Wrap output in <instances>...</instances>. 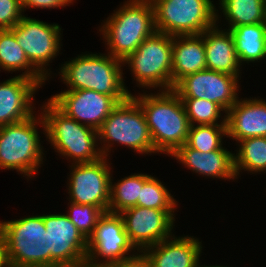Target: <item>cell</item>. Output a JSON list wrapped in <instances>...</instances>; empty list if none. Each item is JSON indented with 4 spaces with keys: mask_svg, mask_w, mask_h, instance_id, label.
I'll return each mask as SVG.
<instances>
[{
    "mask_svg": "<svg viewBox=\"0 0 266 267\" xmlns=\"http://www.w3.org/2000/svg\"><path fill=\"white\" fill-rule=\"evenodd\" d=\"M20 0H0V30L12 29L25 16Z\"/></svg>",
    "mask_w": 266,
    "mask_h": 267,
    "instance_id": "obj_32",
    "label": "cell"
},
{
    "mask_svg": "<svg viewBox=\"0 0 266 267\" xmlns=\"http://www.w3.org/2000/svg\"><path fill=\"white\" fill-rule=\"evenodd\" d=\"M170 156L175 157L177 161L192 172L209 178L225 180L238 178L234 167V153L228 151L225 147L220 150L203 153L184 144Z\"/></svg>",
    "mask_w": 266,
    "mask_h": 267,
    "instance_id": "obj_20",
    "label": "cell"
},
{
    "mask_svg": "<svg viewBox=\"0 0 266 267\" xmlns=\"http://www.w3.org/2000/svg\"><path fill=\"white\" fill-rule=\"evenodd\" d=\"M129 97H111L94 90H65L49 99L67 116L98 130L114 108Z\"/></svg>",
    "mask_w": 266,
    "mask_h": 267,
    "instance_id": "obj_16",
    "label": "cell"
},
{
    "mask_svg": "<svg viewBox=\"0 0 266 267\" xmlns=\"http://www.w3.org/2000/svg\"><path fill=\"white\" fill-rule=\"evenodd\" d=\"M41 86L20 75L0 83V127L24 121L35 114L32 105ZM34 95V96H33ZM34 111V112H33Z\"/></svg>",
    "mask_w": 266,
    "mask_h": 267,
    "instance_id": "obj_17",
    "label": "cell"
},
{
    "mask_svg": "<svg viewBox=\"0 0 266 267\" xmlns=\"http://www.w3.org/2000/svg\"><path fill=\"white\" fill-rule=\"evenodd\" d=\"M225 116L227 138L238 142L252 137H266V101L263 98H238Z\"/></svg>",
    "mask_w": 266,
    "mask_h": 267,
    "instance_id": "obj_18",
    "label": "cell"
},
{
    "mask_svg": "<svg viewBox=\"0 0 266 267\" xmlns=\"http://www.w3.org/2000/svg\"><path fill=\"white\" fill-rule=\"evenodd\" d=\"M0 69L24 71L20 76L35 80L41 87L48 80L29 62L11 29L0 30Z\"/></svg>",
    "mask_w": 266,
    "mask_h": 267,
    "instance_id": "obj_23",
    "label": "cell"
},
{
    "mask_svg": "<svg viewBox=\"0 0 266 267\" xmlns=\"http://www.w3.org/2000/svg\"><path fill=\"white\" fill-rule=\"evenodd\" d=\"M81 54L66 61L59 69L67 90H94L111 97H130L125 87L122 60L110 54Z\"/></svg>",
    "mask_w": 266,
    "mask_h": 267,
    "instance_id": "obj_3",
    "label": "cell"
},
{
    "mask_svg": "<svg viewBox=\"0 0 266 267\" xmlns=\"http://www.w3.org/2000/svg\"><path fill=\"white\" fill-rule=\"evenodd\" d=\"M20 2L25 11L29 8L54 9L62 6H70L69 4L73 3L74 0H20Z\"/></svg>",
    "mask_w": 266,
    "mask_h": 267,
    "instance_id": "obj_34",
    "label": "cell"
},
{
    "mask_svg": "<svg viewBox=\"0 0 266 267\" xmlns=\"http://www.w3.org/2000/svg\"><path fill=\"white\" fill-rule=\"evenodd\" d=\"M113 11L102 23L99 32L107 46V53L123 61L156 31L154 9L151 3L127 0Z\"/></svg>",
    "mask_w": 266,
    "mask_h": 267,
    "instance_id": "obj_4",
    "label": "cell"
},
{
    "mask_svg": "<svg viewBox=\"0 0 266 267\" xmlns=\"http://www.w3.org/2000/svg\"><path fill=\"white\" fill-rule=\"evenodd\" d=\"M203 267H227V266H220V265H212V266H211V265H210V266H207V265H206V266H205V264H204ZM228 267H229V266H228Z\"/></svg>",
    "mask_w": 266,
    "mask_h": 267,
    "instance_id": "obj_37",
    "label": "cell"
},
{
    "mask_svg": "<svg viewBox=\"0 0 266 267\" xmlns=\"http://www.w3.org/2000/svg\"><path fill=\"white\" fill-rule=\"evenodd\" d=\"M0 240L13 267H50L44 215L0 221Z\"/></svg>",
    "mask_w": 266,
    "mask_h": 267,
    "instance_id": "obj_5",
    "label": "cell"
},
{
    "mask_svg": "<svg viewBox=\"0 0 266 267\" xmlns=\"http://www.w3.org/2000/svg\"><path fill=\"white\" fill-rule=\"evenodd\" d=\"M207 69L202 34L172 36V89L183 77Z\"/></svg>",
    "mask_w": 266,
    "mask_h": 267,
    "instance_id": "obj_22",
    "label": "cell"
},
{
    "mask_svg": "<svg viewBox=\"0 0 266 267\" xmlns=\"http://www.w3.org/2000/svg\"><path fill=\"white\" fill-rule=\"evenodd\" d=\"M223 136L227 137L226 124L191 125L186 145L203 153L223 148Z\"/></svg>",
    "mask_w": 266,
    "mask_h": 267,
    "instance_id": "obj_28",
    "label": "cell"
},
{
    "mask_svg": "<svg viewBox=\"0 0 266 267\" xmlns=\"http://www.w3.org/2000/svg\"><path fill=\"white\" fill-rule=\"evenodd\" d=\"M211 0H157L153 5L157 32L172 36L202 34L219 21ZM217 11V12H216Z\"/></svg>",
    "mask_w": 266,
    "mask_h": 267,
    "instance_id": "obj_9",
    "label": "cell"
},
{
    "mask_svg": "<svg viewBox=\"0 0 266 267\" xmlns=\"http://www.w3.org/2000/svg\"><path fill=\"white\" fill-rule=\"evenodd\" d=\"M139 1H143V2H147V3L153 4L157 0H139Z\"/></svg>",
    "mask_w": 266,
    "mask_h": 267,
    "instance_id": "obj_36",
    "label": "cell"
},
{
    "mask_svg": "<svg viewBox=\"0 0 266 267\" xmlns=\"http://www.w3.org/2000/svg\"><path fill=\"white\" fill-rule=\"evenodd\" d=\"M239 143V150L234 153L236 176L244 170L252 174L266 172V137L247 138Z\"/></svg>",
    "mask_w": 266,
    "mask_h": 267,
    "instance_id": "obj_27",
    "label": "cell"
},
{
    "mask_svg": "<svg viewBox=\"0 0 266 267\" xmlns=\"http://www.w3.org/2000/svg\"><path fill=\"white\" fill-rule=\"evenodd\" d=\"M122 62L140 88L172 89V35L155 31Z\"/></svg>",
    "mask_w": 266,
    "mask_h": 267,
    "instance_id": "obj_8",
    "label": "cell"
},
{
    "mask_svg": "<svg viewBox=\"0 0 266 267\" xmlns=\"http://www.w3.org/2000/svg\"><path fill=\"white\" fill-rule=\"evenodd\" d=\"M176 199L162 182L151 176L144 184L137 206L158 210H176Z\"/></svg>",
    "mask_w": 266,
    "mask_h": 267,
    "instance_id": "obj_30",
    "label": "cell"
},
{
    "mask_svg": "<svg viewBox=\"0 0 266 267\" xmlns=\"http://www.w3.org/2000/svg\"><path fill=\"white\" fill-rule=\"evenodd\" d=\"M134 250L136 251L125 232L122 216L119 213L104 212L87 240L85 267H107L128 258Z\"/></svg>",
    "mask_w": 266,
    "mask_h": 267,
    "instance_id": "obj_10",
    "label": "cell"
},
{
    "mask_svg": "<svg viewBox=\"0 0 266 267\" xmlns=\"http://www.w3.org/2000/svg\"><path fill=\"white\" fill-rule=\"evenodd\" d=\"M174 211L134 206L119 213L124 221L125 232L137 252L175 235L172 234Z\"/></svg>",
    "mask_w": 266,
    "mask_h": 267,
    "instance_id": "obj_15",
    "label": "cell"
},
{
    "mask_svg": "<svg viewBox=\"0 0 266 267\" xmlns=\"http://www.w3.org/2000/svg\"><path fill=\"white\" fill-rule=\"evenodd\" d=\"M69 210L66 213L77 229L88 238L93 234L94 229L104 211L93 205H82L69 202Z\"/></svg>",
    "mask_w": 266,
    "mask_h": 267,
    "instance_id": "obj_31",
    "label": "cell"
},
{
    "mask_svg": "<svg viewBox=\"0 0 266 267\" xmlns=\"http://www.w3.org/2000/svg\"><path fill=\"white\" fill-rule=\"evenodd\" d=\"M151 176L146 173L131 174L114 184L111 176L108 212L121 213L123 210L137 206L143 184Z\"/></svg>",
    "mask_w": 266,
    "mask_h": 267,
    "instance_id": "obj_26",
    "label": "cell"
},
{
    "mask_svg": "<svg viewBox=\"0 0 266 267\" xmlns=\"http://www.w3.org/2000/svg\"><path fill=\"white\" fill-rule=\"evenodd\" d=\"M50 267H85L87 239L66 214H44Z\"/></svg>",
    "mask_w": 266,
    "mask_h": 267,
    "instance_id": "obj_13",
    "label": "cell"
},
{
    "mask_svg": "<svg viewBox=\"0 0 266 267\" xmlns=\"http://www.w3.org/2000/svg\"><path fill=\"white\" fill-rule=\"evenodd\" d=\"M202 244L194 236L174 235L143 250L152 267H203L200 265Z\"/></svg>",
    "mask_w": 266,
    "mask_h": 267,
    "instance_id": "obj_19",
    "label": "cell"
},
{
    "mask_svg": "<svg viewBox=\"0 0 266 267\" xmlns=\"http://www.w3.org/2000/svg\"><path fill=\"white\" fill-rule=\"evenodd\" d=\"M45 136L60 156L71 164L92 163L103 158L96 129L80 124L63 113L50 99L40 108Z\"/></svg>",
    "mask_w": 266,
    "mask_h": 267,
    "instance_id": "obj_2",
    "label": "cell"
},
{
    "mask_svg": "<svg viewBox=\"0 0 266 267\" xmlns=\"http://www.w3.org/2000/svg\"><path fill=\"white\" fill-rule=\"evenodd\" d=\"M100 151L108 157L113 144L118 143L139 154L157 153L143 110L130 96L120 102L97 130Z\"/></svg>",
    "mask_w": 266,
    "mask_h": 267,
    "instance_id": "obj_7",
    "label": "cell"
},
{
    "mask_svg": "<svg viewBox=\"0 0 266 267\" xmlns=\"http://www.w3.org/2000/svg\"><path fill=\"white\" fill-rule=\"evenodd\" d=\"M218 23L205 30L204 38L207 69L240 77V66L234 38L229 30L219 28Z\"/></svg>",
    "mask_w": 266,
    "mask_h": 267,
    "instance_id": "obj_21",
    "label": "cell"
},
{
    "mask_svg": "<svg viewBox=\"0 0 266 267\" xmlns=\"http://www.w3.org/2000/svg\"><path fill=\"white\" fill-rule=\"evenodd\" d=\"M228 29L266 23V0H219ZM228 20V21H227Z\"/></svg>",
    "mask_w": 266,
    "mask_h": 267,
    "instance_id": "obj_25",
    "label": "cell"
},
{
    "mask_svg": "<svg viewBox=\"0 0 266 267\" xmlns=\"http://www.w3.org/2000/svg\"><path fill=\"white\" fill-rule=\"evenodd\" d=\"M7 254L3 242L0 240V267H8Z\"/></svg>",
    "mask_w": 266,
    "mask_h": 267,
    "instance_id": "obj_35",
    "label": "cell"
},
{
    "mask_svg": "<svg viewBox=\"0 0 266 267\" xmlns=\"http://www.w3.org/2000/svg\"><path fill=\"white\" fill-rule=\"evenodd\" d=\"M29 62L47 79L51 76L49 63L61 51V27L24 16L11 29ZM48 66V67H47ZM49 70V71H48Z\"/></svg>",
    "mask_w": 266,
    "mask_h": 267,
    "instance_id": "obj_11",
    "label": "cell"
},
{
    "mask_svg": "<svg viewBox=\"0 0 266 267\" xmlns=\"http://www.w3.org/2000/svg\"><path fill=\"white\" fill-rule=\"evenodd\" d=\"M186 110L190 125L226 124V116L221 117L224 110L215 102L200 98H180ZM222 111V112H221ZM221 117V119H220ZM220 121L218 122V120Z\"/></svg>",
    "mask_w": 266,
    "mask_h": 267,
    "instance_id": "obj_29",
    "label": "cell"
},
{
    "mask_svg": "<svg viewBox=\"0 0 266 267\" xmlns=\"http://www.w3.org/2000/svg\"><path fill=\"white\" fill-rule=\"evenodd\" d=\"M234 38L239 63L266 59V23L243 25L229 30ZM259 60V61H258Z\"/></svg>",
    "mask_w": 266,
    "mask_h": 267,
    "instance_id": "obj_24",
    "label": "cell"
},
{
    "mask_svg": "<svg viewBox=\"0 0 266 267\" xmlns=\"http://www.w3.org/2000/svg\"><path fill=\"white\" fill-rule=\"evenodd\" d=\"M103 157L92 163L71 164L69 202L93 205L108 212L110 201L111 164Z\"/></svg>",
    "mask_w": 266,
    "mask_h": 267,
    "instance_id": "obj_12",
    "label": "cell"
},
{
    "mask_svg": "<svg viewBox=\"0 0 266 267\" xmlns=\"http://www.w3.org/2000/svg\"><path fill=\"white\" fill-rule=\"evenodd\" d=\"M179 98L215 102L226 113L239 98V79L234 75L204 69L180 79L172 89Z\"/></svg>",
    "mask_w": 266,
    "mask_h": 267,
    "instance_id": "obj_14",
    "label": "cell"
},
{
    "mask_svg": "<svg viewBox=\"0 0 266 267\" xmlns=\"http://www.w3.org/2000/svg\"><path fill=\"white\" fill-rule=\"evenodd\" d=\"M45 132L42 115L0 127V169L16 170L32 178L43 164V147L40 142L37 126Z\"/></svg>",
    "mask_w": 266,
    "mask_h": 267,
    "instance_id": "obj_6",
    "label": "cell"
},
{
    "mask_svg": "<svg viewBox=\"0 0 266 267\" xmlns=\"http://www.w3.org/2000/svg\"><path fill=\"white\" fill-rule=\"evenodd\" d=\"M131 95L144 112L157 153L171 155L186 143L190 122L182 100L171 90Z\"/></svg>",
    "mask_w": 266,
    "mask_h": 267,
    "instance_id": "obj_1",
    "label": "cell"
},
{
    "mask_svg": "<svg viewBox=\"0 0 266 267\" xmlns=\"http://www.w3.org/2000/svg\"><path fill=\"white\" fill-rule=\"evenodd\" d=\"M139 253V254H138ZM132 252L128 258L111 264L107 267H152V264L143 251Z\"/></svg>",
    "mask_w": 266,
    "mask_h": 267,
    "instance_id": "obj_33",
    "label": "cell"
}]
</instances>
